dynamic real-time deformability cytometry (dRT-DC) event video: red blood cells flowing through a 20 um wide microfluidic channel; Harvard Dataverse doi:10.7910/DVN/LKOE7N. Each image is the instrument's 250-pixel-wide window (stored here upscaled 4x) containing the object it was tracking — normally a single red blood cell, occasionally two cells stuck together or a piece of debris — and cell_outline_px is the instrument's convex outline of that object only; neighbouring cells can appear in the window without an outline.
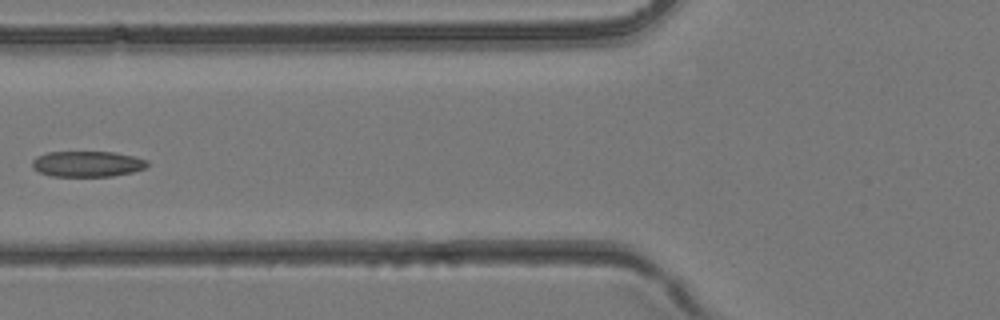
{"species": "common noctule bat (a hibernating species)", "species_latin": "Nyctalus noctula", "temperature_condition": "room temperature", "stored_images_in_passage": 5, "camera_frame_rate_fps": 3000, "um_per_image_px": 0.085, "animal": {"sex": "female", "body_mass_g": 24.6, "forearm_length_mm": 56.2}, "frame": {"image": 1, "passage_image": 5, "time_ms": 1.333, "image_size_px": [1000, 320], "cell_outline_px": [[148, 164], [144, 168], [132, 172], [112, 176], [52, 176], [40, 172], [32, 168], [32, 160], [36, 156], [48, 152], [116, 152], [136, 156], [148, 160]], "centroid_in_image_um": [7.43, 13.92], "position_along_channel_um": 118.4, "area_um2": 17.34}}